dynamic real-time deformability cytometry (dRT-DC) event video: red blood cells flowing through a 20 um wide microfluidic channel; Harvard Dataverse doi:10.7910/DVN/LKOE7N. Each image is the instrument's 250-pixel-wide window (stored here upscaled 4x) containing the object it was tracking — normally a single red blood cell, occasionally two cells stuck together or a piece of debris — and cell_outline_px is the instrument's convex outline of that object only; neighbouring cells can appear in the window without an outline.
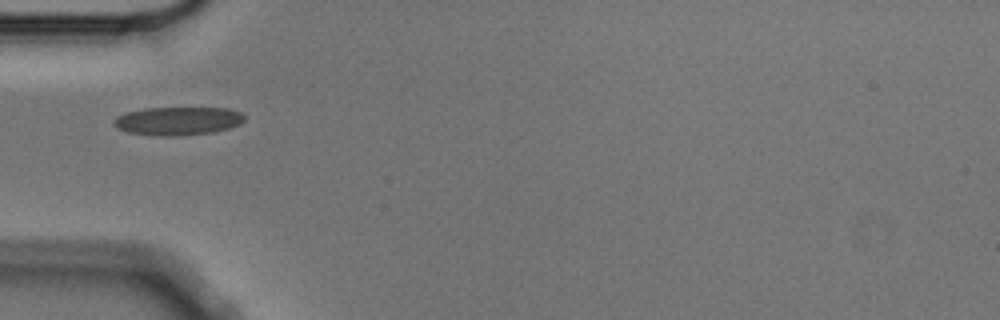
{"species": "Egyptian fruit bat (a non-hibernating species)", "species_latin": "Rousettus aegyptiacus", "temperature_condition": "cold", "stored_images_in_passage": 2, "camera_frame_rate_fps": 3000, "um_per_image_px": 0.085, "animal": {"sex": "male"}, "frame": {"image": 1, "passage_image": 1, "time_ms": 0.0, "image_size_px": [1000, 320], "cell_outline_px": [[244, 120], [240, 124], [228, 128], [212, 132], [176, 136], [156, 136], [128, 132], [116, 128], [112, 124], [112, 120], [116, 116], [124, 112], [144, 108], [228, 108], [240, 112], [244, 116]], "centroid_in_image_um": [15.05, 10.28], "position_along_channel_um": 69.9, "area_um2": 21.73}}
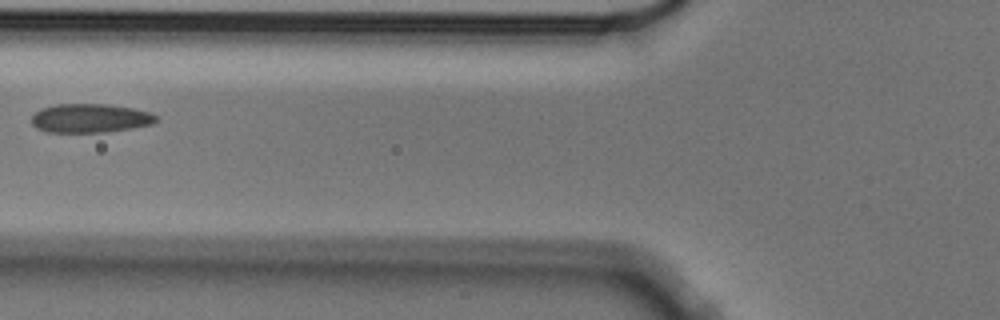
{"frame": {"image": 2, "passage_image": 2, "time_ms": 0.333, "image_size_px": [1000, 320], "cell_outline_px": [[156, 120], [152, 124], [132, 128], [104, 132], [44, 132], [36, 128], [32, 124], [32, 116], [40, 108], [56, 104], [108, 104], [132, 108], [148, 112], [156, 116]], "centroid_in_image_um": [7.61, 10.05], "position_along_channel_um": 118.2, "area_um2": 20.92}}